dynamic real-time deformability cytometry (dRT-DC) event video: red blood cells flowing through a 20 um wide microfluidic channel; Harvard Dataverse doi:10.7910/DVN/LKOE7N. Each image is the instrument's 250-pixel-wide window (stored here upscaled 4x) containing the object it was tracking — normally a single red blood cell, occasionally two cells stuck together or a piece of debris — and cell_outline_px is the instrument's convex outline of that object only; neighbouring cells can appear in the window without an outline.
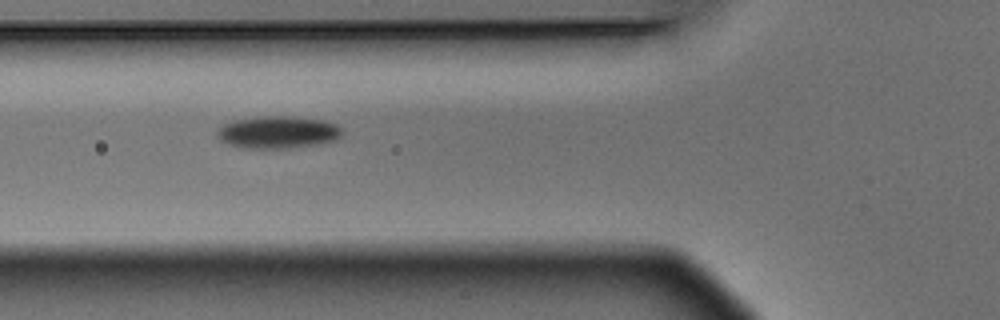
{"species": "Egyptian fruit bat (a non-hibernating species)", "species_latin": "Rousettus aegyptiacus", "temperature_condition": "warm", "stored_images_in_passage": 4, "camera_frame_rate_fps": 3000, "um_per_image_px": 0.085, "animal": {"sex": "male"}, "frame": {"image": 1, "passage_image": 3, "time_ms": 0.667, "image_size_px": [1000, 320], "cell_outline_px": [[344, 132], [336, 140], [316, 144], [288, 148], [240, 148], [228, 144], [220, 140], [216, 136], [216, 132], [224, 124], [232, 120], [256, 116], [292, 116], [324, 120], [336, 124]], "centroid_in_image_um": [23.59, 11.23], "position_along_channel_um": 102.2, "area_um2": 23.76}}
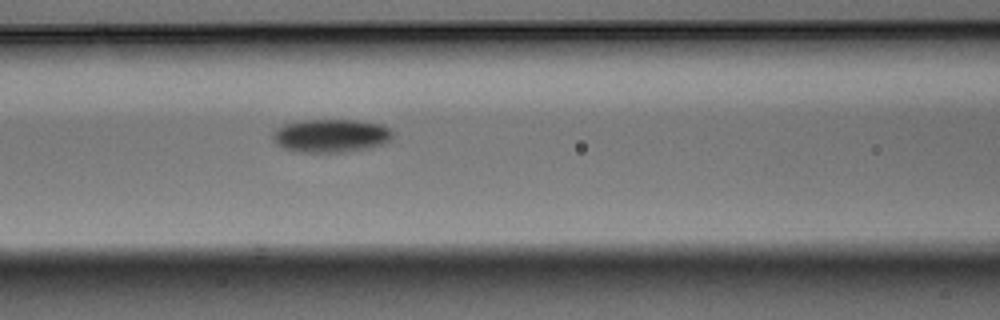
{"frame": {"image": 2, "passage_image": 4, "time_ms": 1.0, "image_size_px": [1000, 320], "cell_outline_px": [[392, 140], [384, 144], [368, 148], [344, 152], [300, 152], [284, 148], [276, 144], [272, 140], [272, 136], [276, 128], [284, 124], [304, 120], [356, 120], [384, 124], [392, 132]], "centroid_in_image_um": [28.14, 11.53], "position_along_channel_um": 138.5, "area_um2": 23.41}}